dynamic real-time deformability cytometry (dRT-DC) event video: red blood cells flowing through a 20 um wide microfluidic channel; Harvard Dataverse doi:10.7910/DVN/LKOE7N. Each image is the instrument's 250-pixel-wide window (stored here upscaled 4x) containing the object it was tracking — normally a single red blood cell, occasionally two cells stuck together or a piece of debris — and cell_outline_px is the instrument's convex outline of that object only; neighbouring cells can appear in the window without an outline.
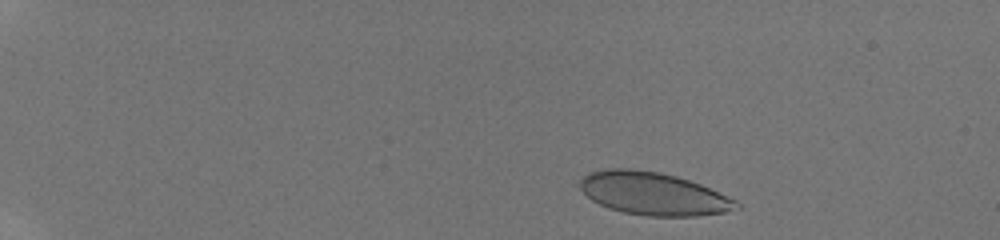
{"species": "human", "species_latin": "Homo sapiens", "temperature_condition": "room temperature", "stored_images_in_passage": 46, "camera_frame_rate_fps": 3000, "um_per_image_px": 0.085, "donor": {"sex": "male"}, "frame": {"image": 1, "passage_image": 4, "time_ms": 1.0, "image_size_px": [1000, 240], "cell_outline_px": [[740, 208], [724, 212], [696, 216], [648, 216], [624, 212], [608, 208], [592, 200], [580, 188], [580, 180], [588, 172], [608, 168], [628, 168], [660, 172], [676, 176], [700, 184], [736, 200], [740, 204]], "centroid_in_image_um": [55.52, 16.45], "position_along_channel_um": 29.5, "area_um2": 38.84}}
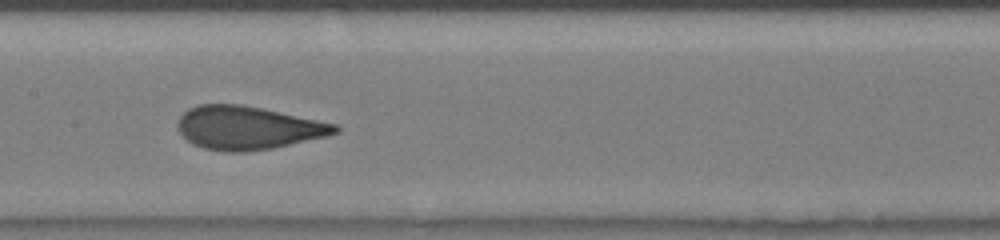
{"frame": {"image": 2, "passage_image": 24, "time_ms": 7.667, "image_size_px": [1000, 240], "cell_outline_px": [[340, 132], [324, 136], [272, 148], [244, 152], [228, 152], [204, 148], [192, 144], [176, 128], [176, 124], [180, 116], [188, 108], [200, 104], [240, 104], [260, 108], [336, 124], [340, 128]], "centroid_in_image_um": [21.01, 10.86], "position_along_channel_um": 186.4, "area_um2": 39.3}}
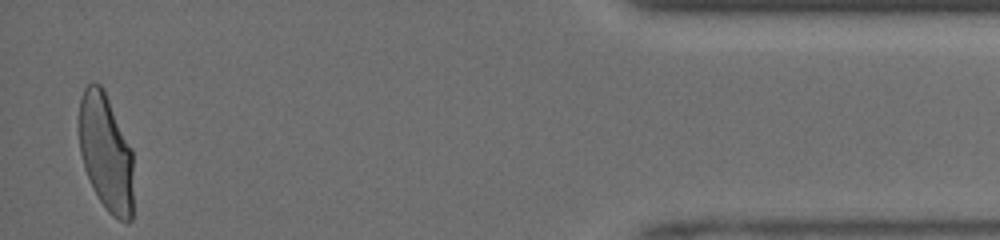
{"frame": {"image": 3, "passage_image": 45, "time_ms": 14.667, "image_size_px": [1000, 240], "cell_outline_px": [[132, 220], [128, 224], [112, 216], [108, 212], [100, 200], [84, 168], [80, 152], [80, 100], [84, 88], [92, 80], [100, 84], [132, 148]], "centroid_in_image_um": [9.01, 12.99], "position_along_channel_um": 426.2, "area_um2": 36.7}, "authors_computed_cell_mechanics": {"area_um2": 39.2173, "velocity_mm_per_s": 4.2317, "shape_relaxation_time_tau1_ms": 5.3702, "shape_relaxation_time_tau2_ms": null, "deformation_change_tau1": 0.1691, "deformation_change_tau2": null}}